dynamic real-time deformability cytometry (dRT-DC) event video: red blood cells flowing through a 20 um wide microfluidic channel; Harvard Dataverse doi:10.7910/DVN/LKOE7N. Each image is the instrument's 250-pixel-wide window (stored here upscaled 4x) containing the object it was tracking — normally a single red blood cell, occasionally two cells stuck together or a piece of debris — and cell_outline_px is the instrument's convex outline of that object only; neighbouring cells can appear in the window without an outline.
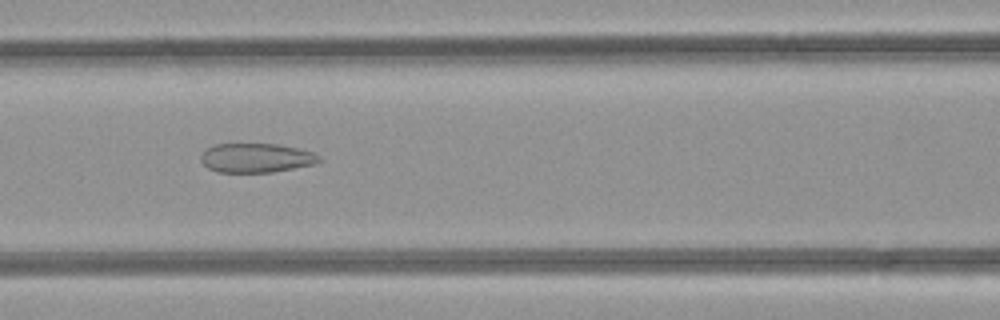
{"species": "common noctule bat (a hibernating species)", "species_latin": "Nyctalus noctula", "temperature_condition": "room temperature", "stored_images_in_passage": 33, "camera_frame_rate_fps": 3000, "um_per_image_px": 0.085, "animal": {"sex": "female", "body_mass_g": 21.9}, "frame": {"image": 1, "passage_image": 11, "time_ms": 3.333, "image_size_px": [1000, 320], "cell_outline_px": [[320, 160], [316, 164], [272, 172], [216, 172], [208, 168], [200, 160], [200, 156], [208, 148], [216, 144], [276, 144], [296, 148], [312, 152], [320, 156]], "centroid_in_image_um": [21.77, 13.43], "position_along_channel_um": 144.8, "area_um2": 20.0}}
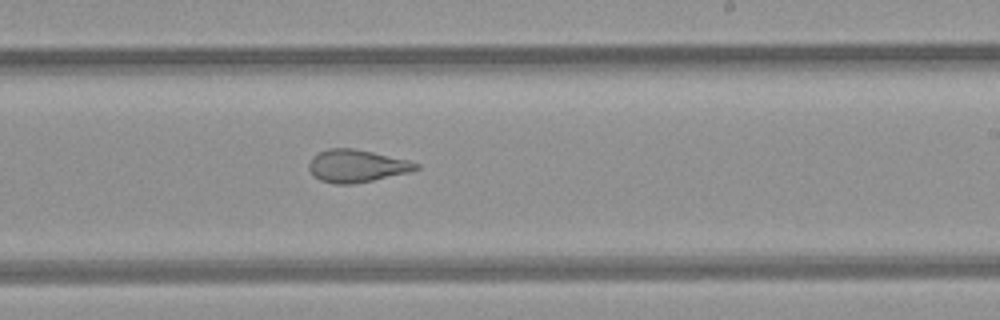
{"frame": {"image": 2, "passage_image": 19, "time_ms": 6.0, "image_size_px": [1000, 320], "cell_outline_px": [[420, 168], [408, 172], [372, 180], [352, 184], [336, 184], [320, 180], [312, 176], [308, 168], [308, 164], [312, 156], [328, 148], [352, 148], [372, 152], [408, 160], [420, 164]], "centroid_in_image_um": [30.27, 14.1], "position_along_channel_um": 258.7, "area_um2": 20.23}}
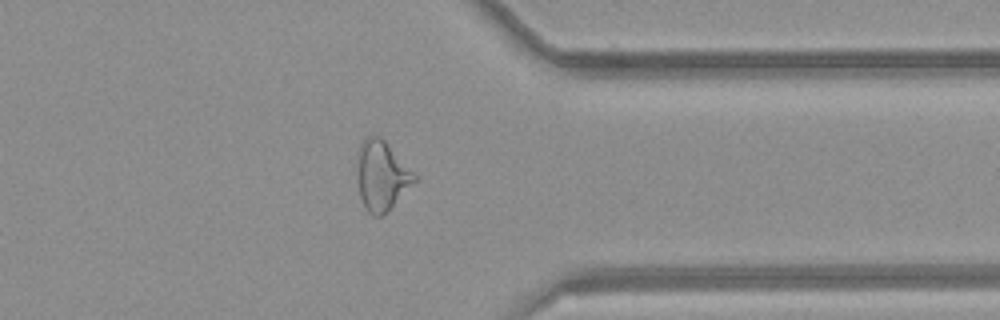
{"frame": {"image": 3, "passage_image": 28, "time_ms": 9.0, "image_size_px": [1000, 320], "cell_outline_px": [[416, 180], [388, 212], [380, 216], [372, 216], [368, 212], [360, 196], [360, 144], [368, 136], [380, 136], [384, 140], [416, 176]], "centroid_in_image_um": [32.48, 14.97], "position_along_channel_um": 378.9, "area_um2": 22.08}}